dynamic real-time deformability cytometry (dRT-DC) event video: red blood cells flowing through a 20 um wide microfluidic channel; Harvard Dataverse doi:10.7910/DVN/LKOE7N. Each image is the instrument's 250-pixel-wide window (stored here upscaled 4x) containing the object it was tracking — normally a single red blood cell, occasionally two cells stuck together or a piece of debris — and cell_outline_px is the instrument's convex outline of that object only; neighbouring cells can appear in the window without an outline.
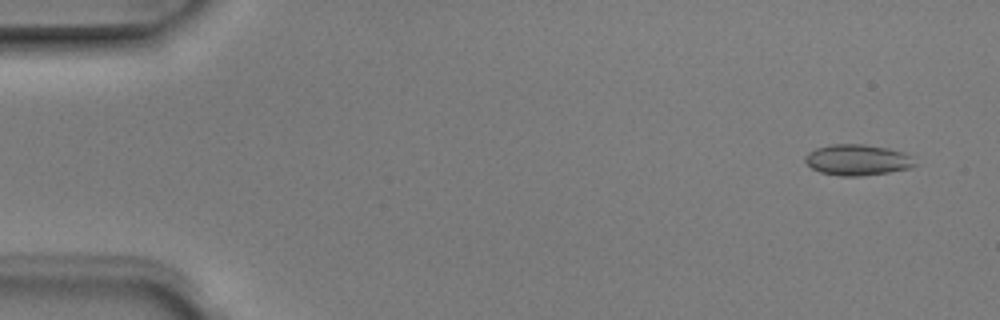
{"species": "Egyptian fruit bat (a non-hibernating species)", "species_latin": "Rousettus aegyptiacus", "temperature_condition": "room temperature", "stored_images_in_passage": 6, "camera_frame_rate_fps": 3000, "um_per_image_px": 0.085, "animal": {"sex": "male"}, "frame": {"image": 1, "passage_image": 1, "time_ms": 0.0, "image_size_px": [1000, 320], "cell_outline_px": [[920, 164], [912, 168], [888, 172], [856, 176], [840, 176], [820, 172], [812, 168], [804, 160], [804, 156], [808, 152], [816, 148], [832, 144], [864, 144], [888, 148], [904, 152], [912, 156]], "centroid_in_image_um": [72.93, 13.59], "position_along_channel_um": 12.1, "area_um2": 20.0}}
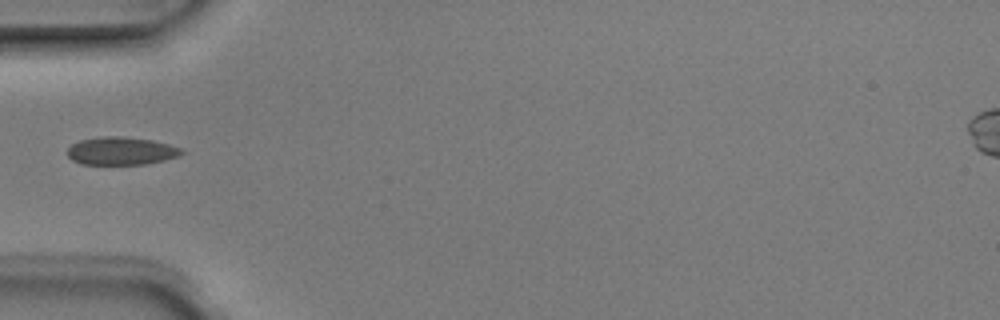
{"frame": {"image": 2, "passage_image": 5, "time_ms": 1.333, "image_size_px": [1000, 320], "cell_outline_px": [[184, 152], [180, 156], [148, 164], [80, 164], [72, 160], [68, 156], [68, 148], [72, 144], [80, 140], [100, 136], [120, 136], [152, 140], [168, 144], [180, 148]], "centroid_in_image_um": [10.29, 12.83], "position_along_channel_um": 74.7, "area_um2": 18.61}}
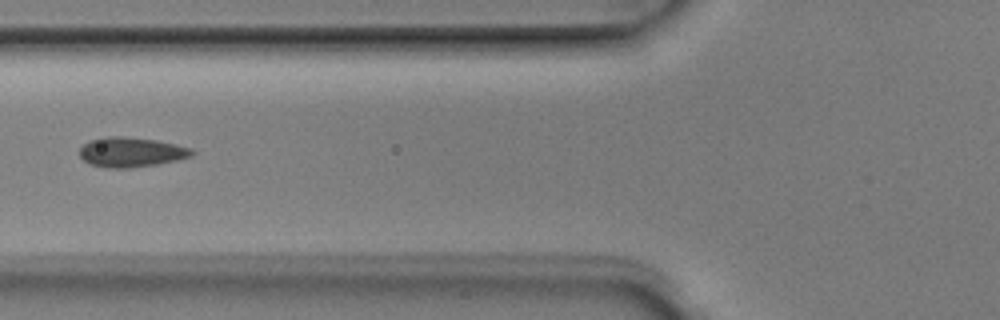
{"frame": {"image": 3, "passage_image": 6, "time_ms": 1.667, "image_size_px": [1000, 320], "cell_outline_px": [[196, 152], [192, 156], [176, 160], [156, 164], [128, 168], [108, 168], [92, 164], [84, 160], [80, 156], [80, 148], [88, 140], [104, 136], [120, 136], [156, 140], [176, 144], [192, 148]], "centroid_in_image_um": [11.16, 12.92], "position_along_channel_um": 114.6, "area_um2": 19.48}}